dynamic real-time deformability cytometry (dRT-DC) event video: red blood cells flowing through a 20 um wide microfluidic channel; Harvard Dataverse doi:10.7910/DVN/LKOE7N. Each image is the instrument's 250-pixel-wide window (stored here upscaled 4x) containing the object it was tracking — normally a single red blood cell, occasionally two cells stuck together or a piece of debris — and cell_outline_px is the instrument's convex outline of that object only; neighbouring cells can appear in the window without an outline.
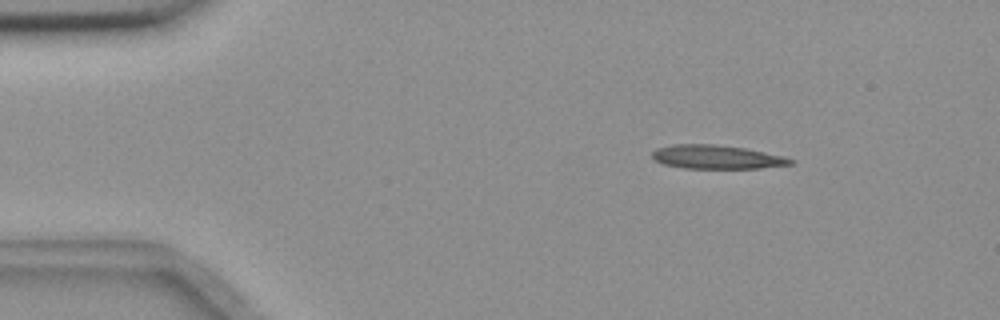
{"species": "common noctule bat (a hibernating species)", "species_latin": "Nyctalus noctula", "temperature_condition": "room temperature", "stored_images_in_passage": 54, "camera_frame_rate_fps": 3000, "um_per_image_px": 0.085, "animal": {"sex": "female", "body_mass_g": 18.4}, "frame": {"image": 1, "passage_image": 7, "time_ms": 2.0, "image_size_px": [1000, 320], "cell_outline_px": [[796, 160], [792, 164], [760, 168], [684, 168], [664, 164], [652, 160], [652, 152], [656, 148], [672, 144], [716, 144], [744, 148], [784, 156]], "centroid_in_image_um": [60.89, 13.34], "position_along_channel_um": 24.1, "area_um2": 19.19}}
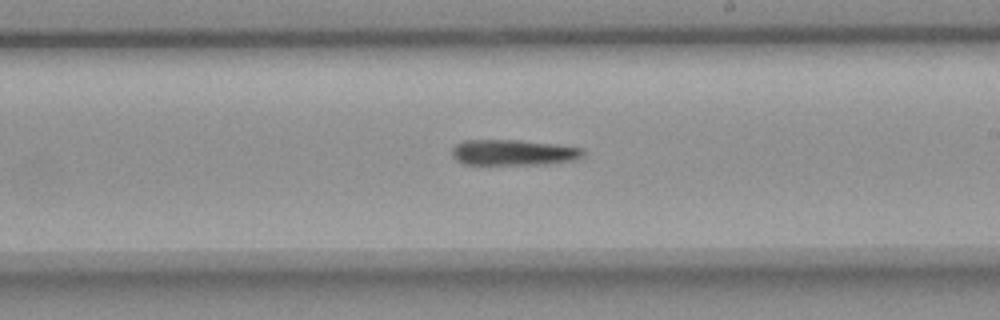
{"frame": {"image": 2, "passage_image": 31, "time_ms": 10.0, "image_size_px": [1000, 320], "cell_outline_px": [[584, 156], [576, 160], [552, 164], [464, 164], [456, 160], [452, 156], [452, 148], [456, 144], [464, 140], [520, 140], [556, 144], [584, 148]], "centroid_in_image_um": [43.68, 12.96], "position_along_channel_um": 245.3, "area_um2": 19.88}}
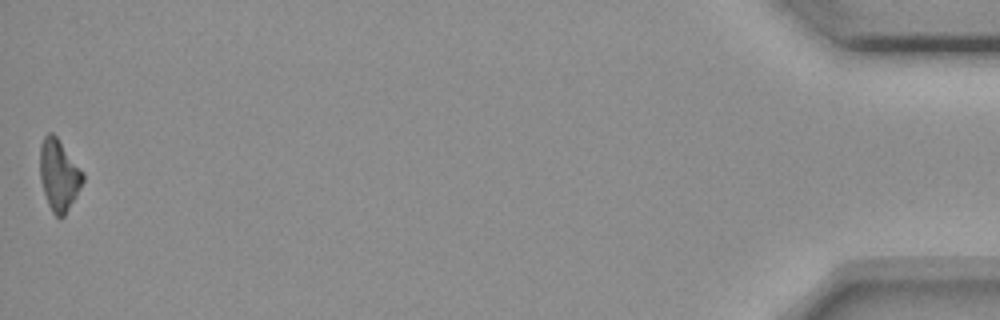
{"frame": {"image": 3, "passage_image": 54, "time_ms": 17.667, "image_size_px": [1000, 320], "cell_outline_px": [[84, 180], [76, 196], [64, 216], [60, 220], [52, 212], [48, 204], [40, 180], [40, 144], [44, 136], [48, 132], [52, 132], [56, 136], [84, 172]], "centroid_in_image_um": [5.0, 14.88], "position_along_channel_um": 430.2, "area_um2": 17.86}, "authors_computed_cell_mechanics": {"area_um2": 19.5075, "velocity_mm_per_s": 3.6604, "shape_relaxation_time_tau1_ms": 9.3567, "shape_relaxation_time_tau2_ms": null, "deformation_change_tau1": 0.2176, "deformation_change_tau2": null}}